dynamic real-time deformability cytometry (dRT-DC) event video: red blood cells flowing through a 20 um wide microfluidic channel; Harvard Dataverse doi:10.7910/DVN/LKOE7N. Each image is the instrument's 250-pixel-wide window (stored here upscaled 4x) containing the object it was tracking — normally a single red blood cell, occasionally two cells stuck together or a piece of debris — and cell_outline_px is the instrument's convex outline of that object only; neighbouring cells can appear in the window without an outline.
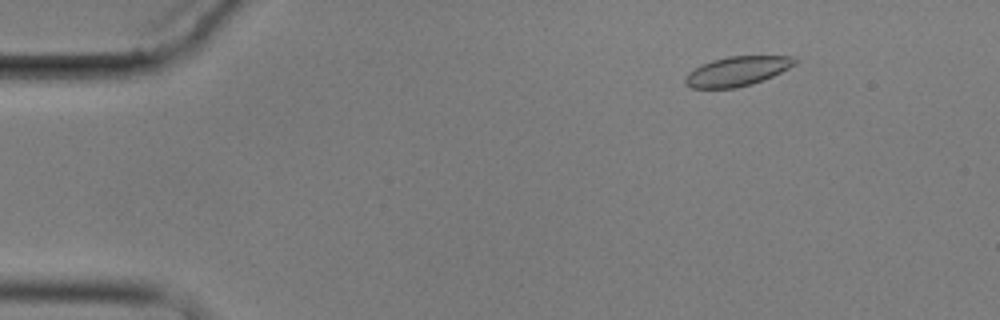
{"species": "common noctule bat (a hibernating species)", "species_latin": "Nyctalus noctula", "temperature_condition": "cold", "stored_images_in_passage": 10, "camera_frame_rate_fps": 3000, "um_per_image_px": 0.085, "animal": {"sex": "male", "body_mass_g": 17.9}, "frame": {"image": 1, "passage_image": 2, "time_ms": 1.0, "image_size_px": [1000, 320], "cell_outline_px": [[796, 64], [764, 80], [752, 84], [736, 88], [688, 88], [684, 84], [684, 76], [688, 72], [712, 60], [728, 56], [796, 56]], "centroid_in_image_um": [62.63, 6.06], "position_along_channel_um": 22.4, "area_um2": 18.9}}
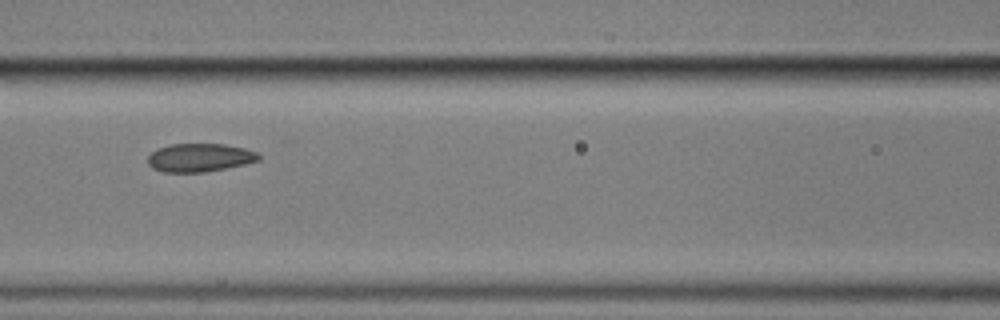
{"frame": {"image": 2, "passage_image": 7, "time_ms": 7.0, "image_size_px": [1000, 320], "cell_outline_px": [[260, 160], [244, 164], [204, 172], [164, 172], [152, 168], [148, 164], [148, 156], [156, 148], [172, 144], [224, 144], [244, 148], [256, 152], [260, 156]], "centroid_in_image_um": [16.95, 13.39], "position_along_channel_um": 149.7, "area_um2": 18.21}}
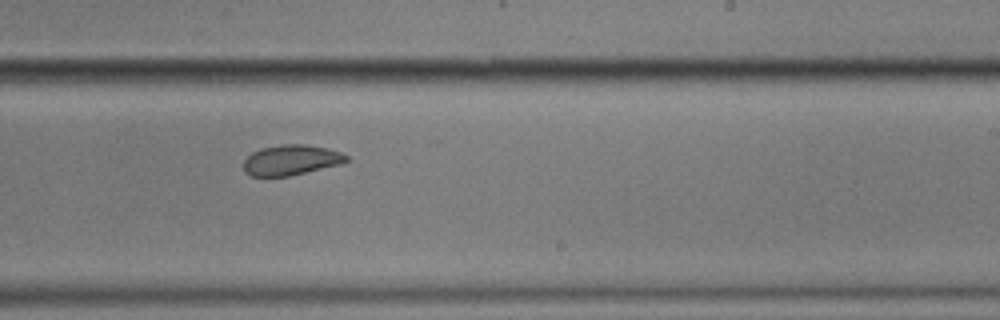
{"frame": {"image": 3, "passage_image": 10, "time_ms": 10.333, "image_size_px": [1000, 320], "cell_outline_px": [[348, 160], [344, 164], [288, 176], [252, 176], [244, 172], [244, 160], [252, 152], [260, 148], [284, 144], [304, 144], [328, 148], [340, 152], [348, 156]], "centroid_in_image_um": [24.77, 13.6], "position_along_channel_um": 264.2, "area_um2": 18.26}}